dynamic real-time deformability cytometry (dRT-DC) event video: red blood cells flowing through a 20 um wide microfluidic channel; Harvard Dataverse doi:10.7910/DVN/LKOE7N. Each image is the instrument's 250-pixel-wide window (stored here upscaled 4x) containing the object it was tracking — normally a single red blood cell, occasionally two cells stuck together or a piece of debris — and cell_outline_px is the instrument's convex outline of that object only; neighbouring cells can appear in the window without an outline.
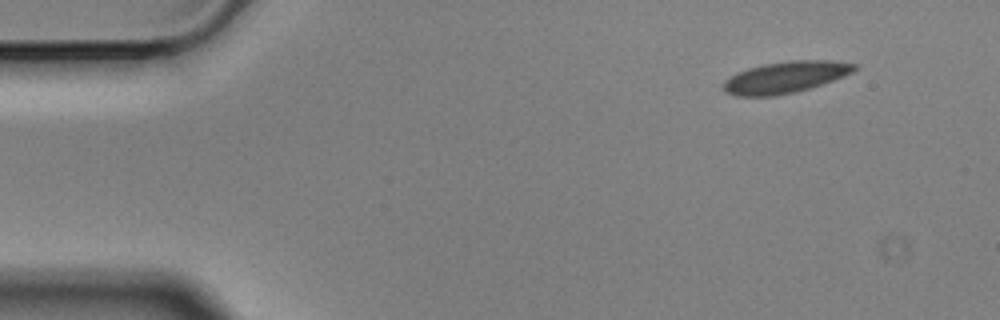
{"species": "Egyptian fruit bat (a non-hibernating species)", "species_latin": "Rousettus aegyptiacus", "temperature_condition": "cold", "stored_images_in_passage": 5, "segment_of_instrument_passage": [2, 2], "camera_frame_rate_fps": 3000, "um_per_image_px": 0.085, "animal": {"sex": "male"}, "frame": {"image": 1, "passage_image": 5, "time_ms": 1.333, "image_size_px": [1000, 320], "cell_outline_px": [[856, 68], [852, 72], [832, 80], [796, 92], [776, 96], [736, 96], [728, 92], [724, 88], [724, 80], [736, 72], [748, 68], [764, 64], [788, 60], [828, 60], [856, 64]], "centroid_in_image_um": [66.72, 6.56], "position_along_channel_um": 18.3, "area_um2": 23.81}}